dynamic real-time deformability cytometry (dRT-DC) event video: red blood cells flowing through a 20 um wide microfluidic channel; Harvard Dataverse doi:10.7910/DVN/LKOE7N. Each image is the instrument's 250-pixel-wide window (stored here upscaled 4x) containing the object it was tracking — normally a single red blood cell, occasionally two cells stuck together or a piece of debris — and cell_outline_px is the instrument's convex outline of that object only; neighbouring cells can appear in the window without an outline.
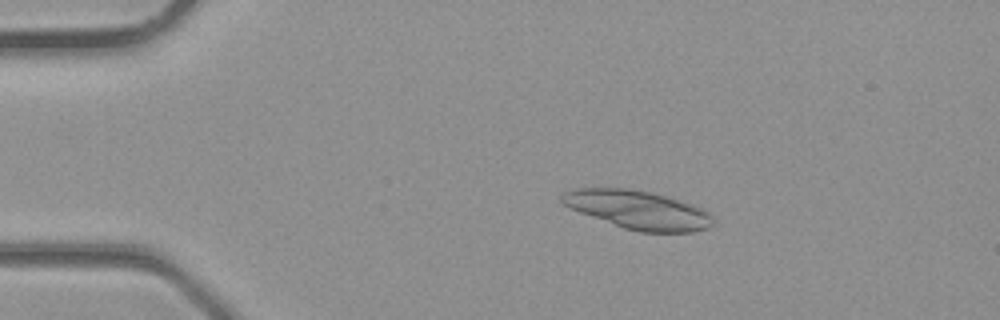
{"species": "common noctule bat (a hibernating species)", "species_latin": "Nyctalus noctula", "temperature_condition": "room temperature", "stored_images_in_passage": 4, "camera_frame_rate_fps": 3000, "um_per_image_px": 0.085, "animal": {"sex": "male", "body_mass_g": 23.1, "forearm_length_mm": 52.7}, "frame": {"image": 1, "passage_image": 2, "time_ms": 0.333, "image_size_px": [1000, 320], "cell_outline_px": [[712, 224], [708, 228], [692, 232], [640, 232], [624, 228], [580, 212], [564, 204], [560, 200], [560, 196], [564, 192], [576, 188], [628, 188], [652, 192], [692, 204], [712, 212]], "centroid_in_image_um": [54.26, 17.83], "position_along_channel_um": 30.7, "area_um2": 33.76}}